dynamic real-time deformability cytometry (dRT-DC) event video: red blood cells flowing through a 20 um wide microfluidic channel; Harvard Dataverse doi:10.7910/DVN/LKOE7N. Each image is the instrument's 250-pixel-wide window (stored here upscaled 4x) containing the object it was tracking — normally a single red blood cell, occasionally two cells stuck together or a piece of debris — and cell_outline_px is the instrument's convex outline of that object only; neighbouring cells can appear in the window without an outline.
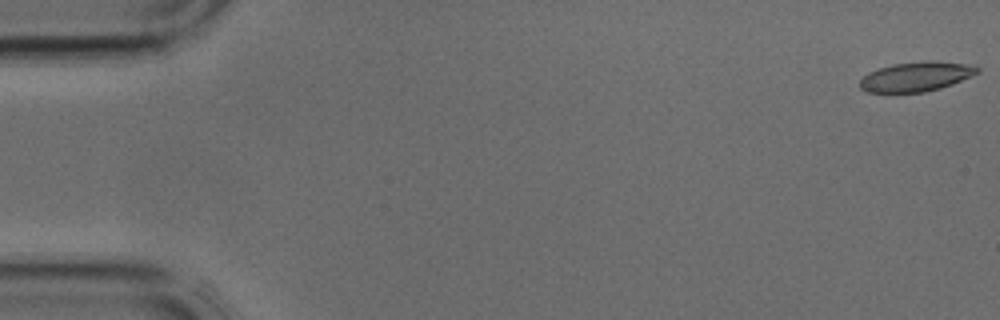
{"species": "common noctule bat (a hibernating species)", "species_latin": "Nyctalus noctula", "temperature_condition": "cold", "stored_images_in_passage": 3, "camera_frame_rate_fps": 3000, "um_per_image_px": 0.085, "animal": {"sex": "male", "body_mass_g": 17.9, "forearm_length_mm": 54.2}, "frame": {"image": 1, "passage_image": 1, "time_ms": 0.0, "image_size_px": [1000, 320], "cell_outline_px": [[980, 72], [952, 84], [940, 88], [924, 92], [868, 92], [860, 88], [860, 80], [868, 72], [892, 64], [924, 60], [932, 60], [964, 64], [980, 68]], "centroid_in_image_um": [77.86, 6.5], "position_along_channel_um": 7.1, "area_um2": 20.11}}